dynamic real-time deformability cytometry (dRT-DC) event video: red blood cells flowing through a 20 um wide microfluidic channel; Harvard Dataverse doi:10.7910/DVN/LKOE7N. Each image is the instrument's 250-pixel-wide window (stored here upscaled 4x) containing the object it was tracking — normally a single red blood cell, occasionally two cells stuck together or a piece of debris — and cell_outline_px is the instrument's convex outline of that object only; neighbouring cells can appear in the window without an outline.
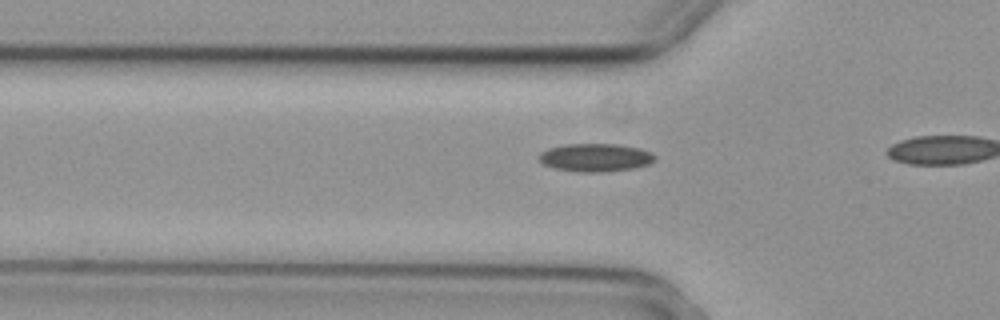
{"species": "common noctule bat (a hibernating species)", "species_latin": "Nyctalus noctula", "temperature_condition": "cold", "stored_images_in_passage": 12, "camera_frame_rate_fps": 3000, "um_per_image_px": 0.085, "animal": {"sex": "female", "body_mass_g": 29.2, "forearm_length_mm": 56.3}, "frame": {"image": 1, "passage_image": 9, "time_ms": 2.667, "image_size_px": [1000, 320], "cell_outline_px": [[656, 156], [648, 164], [632, 168], [604, 172], [576, 172], [552, 168], [544, 164], [536, 156], [540, 152], [548, 148], [564, 144], [620, 144], [640, 148], [652, 152]], "centroid_in_image_um": [50.56, 13.38], "position_along_channel_um": 75.2, "area_um2": 19.13}}